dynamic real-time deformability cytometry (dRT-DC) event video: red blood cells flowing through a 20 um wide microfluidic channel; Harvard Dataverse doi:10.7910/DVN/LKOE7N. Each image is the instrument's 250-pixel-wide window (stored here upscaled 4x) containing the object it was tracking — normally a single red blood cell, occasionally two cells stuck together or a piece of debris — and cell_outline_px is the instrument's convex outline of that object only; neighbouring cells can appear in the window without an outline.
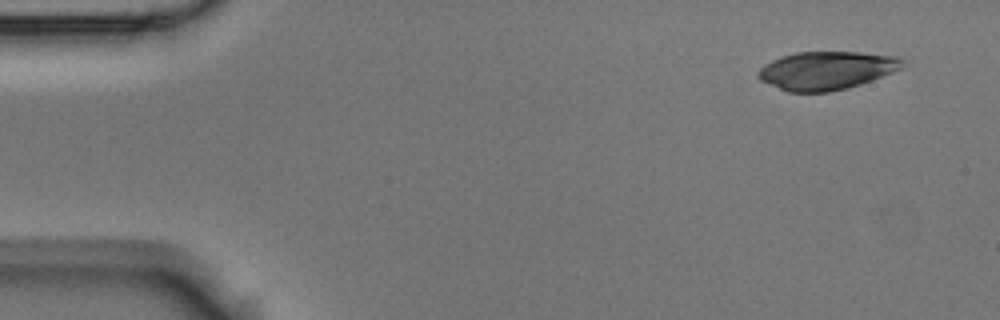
{"species": "Egyptian fruit bat (a non-hibernating species)", "species_latin": "Rousettus aegyptiacus", "temperature_condition": "room temperature", "stored_images_in_passage": 2, "camera_frame_rate_fps": 3000, "um_per_image_px": 0.085, "animal": {"sex": "male"}, "frame": {"image": 1, "passage_image": 1, "time_ms": 0.0, "image_size_px": [1000, 320], "cell_outline_px": [[908, 64], [904, 68], [872, 80], [848, 88], [828, 92], [788, 92], [760, 80], [756, 76], [756, 72], [764, 64], [780, 56], [796, 52], [860, 52], [900, 56]], "centroid_in_image_um": [70.29, 5.98], "position_along_channel_um": 14.7, "area_um2": 32.6}}